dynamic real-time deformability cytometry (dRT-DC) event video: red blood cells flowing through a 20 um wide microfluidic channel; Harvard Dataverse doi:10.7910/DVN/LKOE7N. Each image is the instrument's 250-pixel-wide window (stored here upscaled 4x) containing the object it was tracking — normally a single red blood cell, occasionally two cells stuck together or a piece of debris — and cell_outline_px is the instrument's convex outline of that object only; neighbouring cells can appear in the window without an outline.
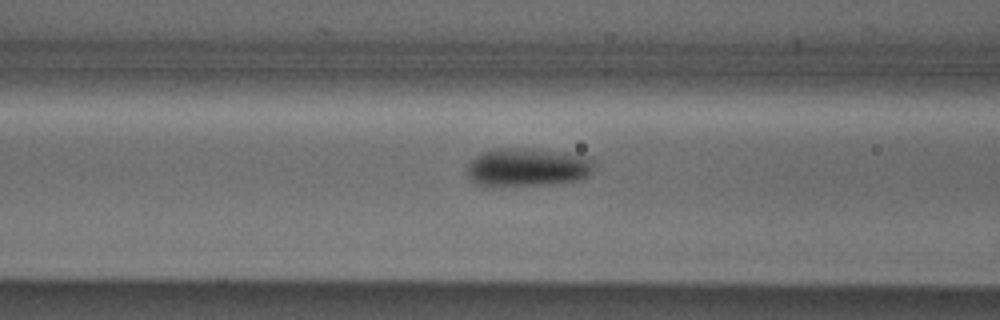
{"species": "Egyptian fruit bat (a non-hibernating species)", "species_latin": "Rousettus aegyptiacus", "temperature_condition": "cold", "stored_images_in_passage": 24, "camera_frame_rate_fps": 3000, "um_per_image_px": 0.085, "animal": {"sex": "male"}, "frame": {"image": 1, "passage_image": 9, "time_ms": 2.667, "image_size_px": [1000, 320], "cell_outline_px": [[592, 172], [588, 176], [576, 180], [556, 184], [496, 188], [488, 188], [476, 184], [468, 176], [468, 164], [476, 156], [492, 148], [524, 148], [564, 152], [592, 156]], "centroid_in_image_um": [44.82, 14.25], "position_along_channel_um": 121.8, "area_um2": 29.25}}
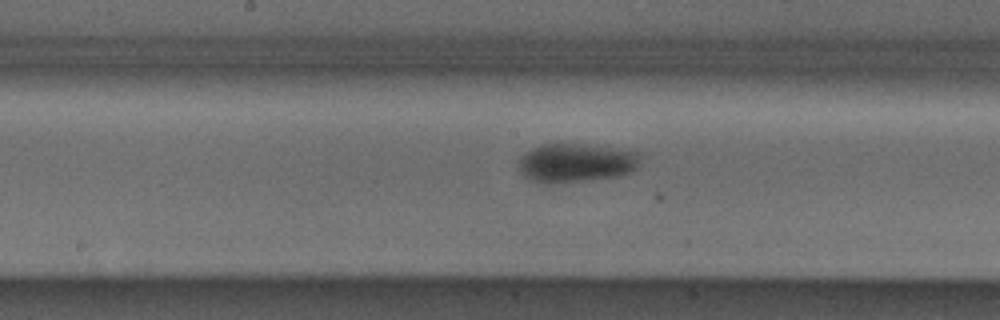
{"frame": {"image": 2, "passage_image": 15, "time_ms": 4.667, "image_size_px": [1000, 320], "cell_outline_px": [[640, 156], [636, 168], [632, 172], [620, 176], [588, 180], [548, 184], [544, 184], [532, 180], [524, 176], [520, 168], [520, 160], [524, 152], [540, 144], [576, 144], [640, 152]], "centroid_in_image_um": [48.95, 13.86], "position_along_channel_um": 199.3, "area_um2": 27.28}}
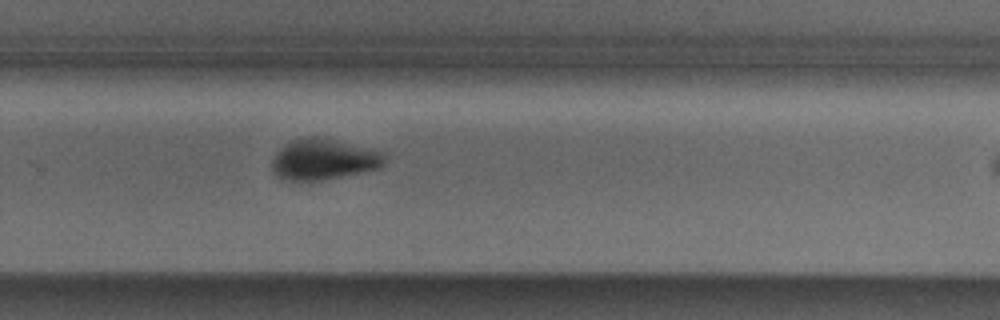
{"frame": {"image": 3, "passage_image": 23, "time_ms": 7.333, "image_size_px": [1000, 320], "cell_outline_px": [[388, 160], [380, 168], [340, 176], [316, 180], [288, 180], [276, 176], [272, 168], [272, 160], [276, 152], [280, 148], [292, 140], [308, 136], [316, 136], [336, 140], [372, 148], [384, 152]], "centroid_in_image_um": [27.54, 13.52], "position_along_channel_um": 302.3, "area_um2": 26.82}}